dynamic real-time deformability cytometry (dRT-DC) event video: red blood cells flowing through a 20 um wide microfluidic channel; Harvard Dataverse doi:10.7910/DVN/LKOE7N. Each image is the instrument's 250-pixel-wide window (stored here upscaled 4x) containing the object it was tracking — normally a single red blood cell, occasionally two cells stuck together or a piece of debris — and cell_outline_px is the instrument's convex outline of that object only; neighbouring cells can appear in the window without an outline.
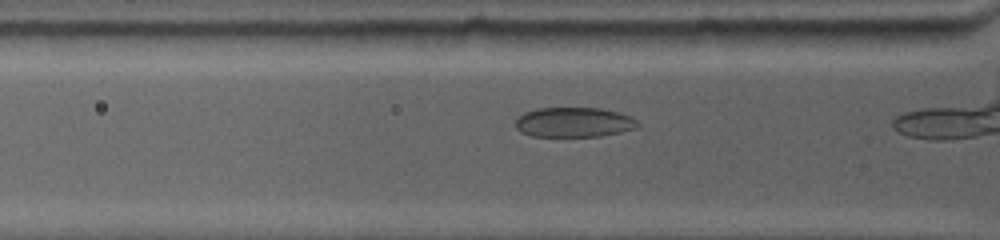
{"species": "common noctule bat (a hibernating species)", "species_latin": "Nyctalus noctula", "temperature_condition": "warm", "stored_images_in_passage": 10, "camera_frame_rate_fps": 4500, "um_per_image_px": 0.085, "animal": {"sex": "female", "body_mass_g": 19.0, "forearm_length_mm": 53.3}, "frame": {"image": 1, "passage_image": 5, "time_ms": 1.556, "image_size_px": [1000, 240], "cell_outline_px": [[640, 124], [636, 128], [620, 132], [600, 136], [532, 136], [520, 132], [516, 128], [516, 116], [524, 112], [536, 108], [600, 108], [632, 116]], "centroid_in_image_um": [48.75, 10.39], "position_along_channel_um": 77.0, "area_um2": 21.33}}